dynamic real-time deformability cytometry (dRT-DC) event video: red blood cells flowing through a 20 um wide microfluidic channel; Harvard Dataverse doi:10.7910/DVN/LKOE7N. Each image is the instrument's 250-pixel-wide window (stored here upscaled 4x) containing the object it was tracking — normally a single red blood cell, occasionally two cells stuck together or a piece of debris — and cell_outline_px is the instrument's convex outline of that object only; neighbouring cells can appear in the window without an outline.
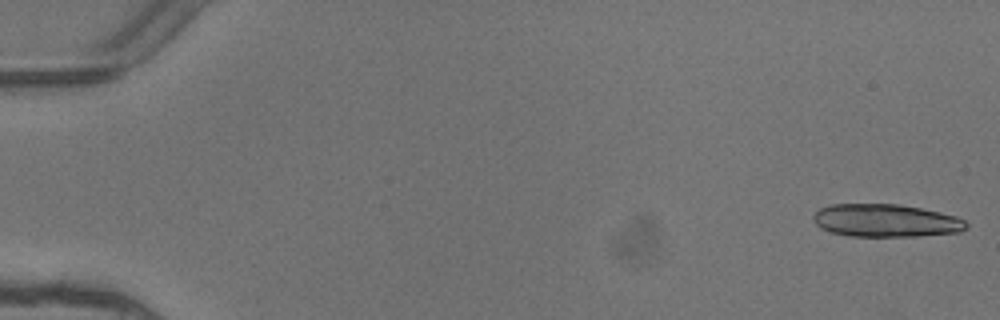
{"species": "common noctule bat (a hibernating species)", "species_latin": "Nyctalus noctula", "temperature_condition": "warm", "stored_images_in_passage": 5, "camera_frame_rate_fps": 3000, "um_per_image_px": 0.085, "animal": {"sex": "female"}, "frame": {"image": 1, "passage_image": 1, "time_ms": 0.0, "image_size_px": [1000, 320], "cell_outline_px": [[968, 228], [960, 232], [920, 236], [848, 236], [832, 232], [820, 228], [812, 220], [812, 216], [820, 208], [832, 204], [900, 204], [940, 212], [956, 216], [964, 220], [968, 224]], "centroid_in_image_um": [75.3, 18.75], "position_along_channel_um": 9.7, "area_um2": 29.42}}